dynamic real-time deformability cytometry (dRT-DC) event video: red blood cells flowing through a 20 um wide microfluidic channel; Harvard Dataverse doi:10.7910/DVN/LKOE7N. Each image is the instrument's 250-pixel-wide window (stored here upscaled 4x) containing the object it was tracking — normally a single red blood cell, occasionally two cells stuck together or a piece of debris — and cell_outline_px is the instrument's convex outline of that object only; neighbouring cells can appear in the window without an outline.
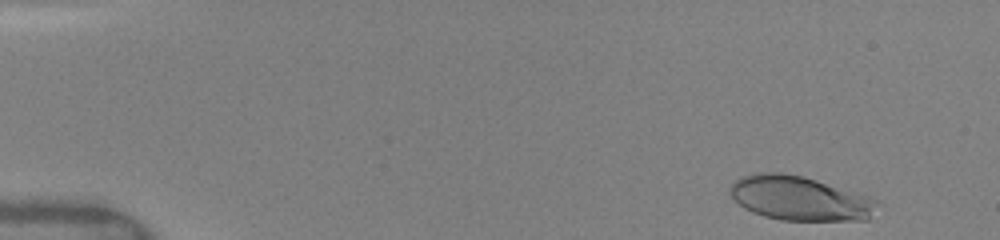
{"species": "human", "species_latin": "Homo sapiens", "temperature_condition": "warm", "stored_images_in_passage": 27, "camera_frame_rate_fps": 3000, "um_per_image_px": 0.085, "donor": {"sex": "female"}, "frame": {"image": 1, "passage_image": 3, "time_ms": 0.333, "image_size_px": [1000, 240], "cell_outline_px": [[876, 200], [868, 220], [780, 220], [764, 216], [752, 212], [744, 208], [728, 192], [728, 188], [736, 180], [744, 176], [760, 172], [780, 172], [800, 176], [816, 180]], "centroid_in_image_um": [67.87, 16.86], "position_along_channel_um": 17.1, "area_um2": 37.05}}
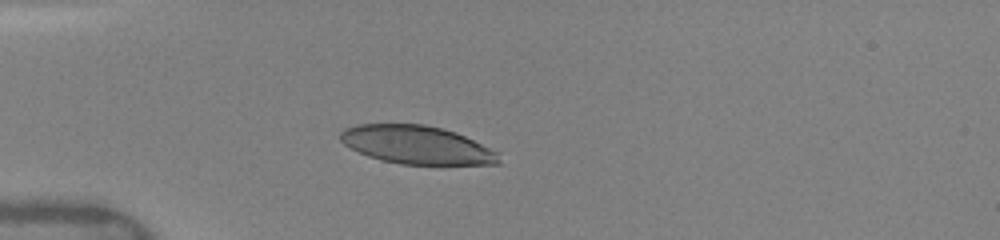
{"frame": {"image": 2, "passage_image": 13, "time_ms": 3.667, "image_size_px": [1000, 240], "cell_outline_px": [[500, 164], [400, 164], [380, 160], [368, 156], [344, 144], [340, 140], [340, 132], [344, 128], [360, 124], [424, 124], [456, 132], [500, 152]], "centroid_in_image_um": [35.45, 12.31], "position_along_channel_um": 49.6, "area_um2": 35.32}}
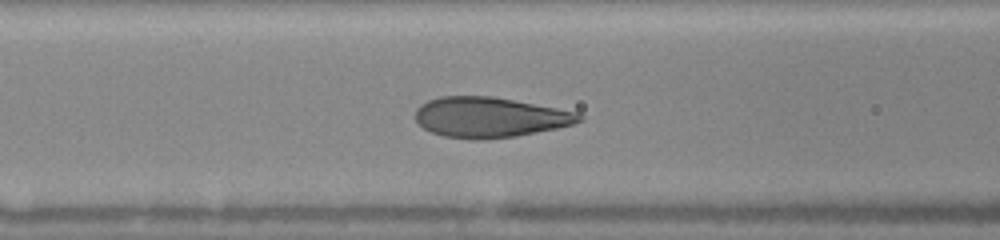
{"frame": {"image": 3, "passage_image": 22, "time_ms": 6.0, "image_size_px": [1000, 240], "cell_outline_px": [[584, 120], [572, 124], [556, 128], [516, 136], [484, 140], [472, 140], [444, 136], [432, 132], [424, 128], [416, 120], [416, 108], [420, 104], [428, 100], [440, 96], [492, 96], [556, 108], [576, 112], [584, 116]], "centroid_in_image_um": [41.6, 9.97], "position_along_channel_um": 125.0, "area_um2": 38.38}}